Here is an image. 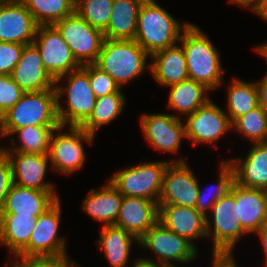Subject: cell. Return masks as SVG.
I'll use <instances>...</instances> for the list:
<instances>
[{
  "label": "cell",
  "mask_w": 267,
  "mask_h": 267,
  "mask_svg": "<svg viewBox=\"0 0 267 267\" xmlns=\"http://www.w3.org/2000/svg\"><path fill=\"white\" fill-rule=\"evenodd\" d=\"M179 42L183 48L188 79L203 84L211 91H215L224 83L220 52L205 35L203 31L193 23L183 30Z\"/></svg>",
  "instance_id": "1"
},
{
  "label": "cell",
  "mask_w": 267,
  "mask_h": 267,
  "mask_svg": "<svg viewBox=\"0 0 267 267\" xmlns=\"http://www.w3.org/2000/svg\"><path fill=\"white\" fill-rule=\"evenodd\" d=\"M66 78V79H65ZM67 81V86L59 85ZM58 119L63 127H81L93 112L96 96L90 87L89 64L63 75L55 80ZM67 93V94H66ZM66 94L67 108L60 103Z\"/></svg>",
  "instance_id": "2"
},
{
  "label": "cell",
  "mask_w": 267,
  "mask_h": 267,
  "mask_svg": "<svg viewBox=\"0 0 267 267\" xmlns=\"http://www.w3.org/2000/svg\"><path fill=\"white\" fill-rule=\"evenodd\" d=\"M151 57L135 40L104 39L94 65L110 75L119 87L140 77L150 64Z\"/></svg>",
  "instance_id": "3"
},
{
  "label": "cell",
  "mask_w": 267,
  "mask_h": 267,
  "mask_svg": "<svg viewBox=\"0 0 267 267\" xmlns=\"http://www.w3.org/2000/svg\"><path fill=\"white\" fill-rule=\"evenodd\" d=\"M1 118L4 137L26 126L60 127L56 89L24 93Z\"/></svg>",
  "instance_id": "4"
},
{
  "label": "cell",
  "mask_w": 267,
  "mask_h": 267,
  "mask_svg": "<svg viewBox=\"0 0 267 267\" xmlns=\"http://www.w3.org/2000/svg\"><path fill=\"white\" fill-rule=\"evenodd\" d=\"M189 22L181 24L160 5L141 6L134 40L151 56L179 42Z\"/></svg>",
  "instance_id": "5"
},
{
  "label": "cell",
  "mask_w": 267,
  "mask_h": 267,
  "mask_svg": "<svg viewBox=\"0 0 267 267\" xmlns=\"http://www.w3.org/2000/svg\"><path fill=\"white\" fill-rule=\"evenodd\" d=\"M212 215V220L210 219ZM206 217L207 238H213L212 257L232 258L234 246L243 235L248 233L242 228L241 221L236 220L237 204L234 198V184L231 191L218 199ZM211 220V221H210Z\"/></svg>",
  "instance_id": "6"
},
{
  "label": "cell",
  "mask_w": 267,
  "mask_h": 267,
  "mask_svg": "<svg viewBox=\"0 0 267 267\" xmlns=\"http://www.w3.org/2000/svg\"><path fill=\"white\" fill-rule=\"evenodd\" d=\"M171 162H186L182 157L166 162H143L115 171L107 179L122 196L139 197L159 201L162 191L164 173Z\"/></svg>",
  "instance_id": "7"
},
{
  "label": "cell",
  "mask_w": 267,
  "mask_h": 267,
  "mask_svg": "<svg viewBox=\"0 0 267 267\" xmlns=\"http://www.w3.org/2000/svg\"><path fill=\"white\" fill-rule=\"evenodd\" d=\"M140 248H146L156 255L157 261L152 258L142 259L157 262L167 267H177L179 263L190 264L198 255V247H195L186 238L171 232L157 221L140 239ZM176 262V263H175Z\"/></svg>",
  "instance_id": "8"
},
{
  "label": "cell",
  "mask_w": 267,
  "mask_h": 267,
  "mask_svg": "<svg viewBox=\"0 0 267 267\" xmlns=\"http://www.w3.org/2000/svg\"><path fill=\"white\" fill-rule=\"evenodd\" d=\"M65 128L60 126L52 134L48 158L51 169L61 174L70 175L85 165L86 154L83 144L85 142L91 145L95 136L88 134L81 127H69L66 128L67 131L69 129L68 133H63Z\"/></svg>",
  "instance_id": "9"
},
{
  "label": "cell",
  "mask_w": 267,
  "mask_h": 267,
  "mask_svg": "<svg viewBox=\"0 0 267 267\" xmlns=\"http://www.w3.org/2000/svg\"><path fill=\"white\" fill-rule=\"evenodd\" d=\"M54 26L81 66L95 63L105 39L102 31L93 28L76 11Z\"/></svg>",
  "instance_id": "10"
},
{
  "label": "cell",
  "mask_w": 267,
  "mask_h": 267,
  "mask_svg": "<svg viewBox=\"0 0 267 267\" xmlns=\"http://www.w3.org/2000/svg\"><path fill=\"white\" fill-rule=\"evenodd\" d=\"M58 199L43 214L38 216L28 246L18 255L22 257H69L66 236L58 233L61 219V203Z\"/></svg>",
  "instance_id": "11"
},
{
  "label": "cell",
  "mask_w": 267,
  "mask_h": 267,
  "mask_svg": "<svg viewBox=\"0 0 267 267\" xmlns=\"http://www.w3.org/2000/svg\"><path fill=\"white\" fill-rule=\"evenodd\" d=\"M33 44L38 48L47 72L56 80L81 67L54 25H41Z\"/></svg>",
  "instance_id": "12"
},
{
  "label": "cell",
  "mask_w": 267,
  "mask_h": 267,
  "mask_svg": "<svg viewBox=\"0 0 267 267\" xmlns=\"http://www.w3.org/2000/svg\"><path fill=\"white\" fill-rule=\"evenodd\" d=\"M184 125L186 138L192 140L193 148L200 143H214L233 129L225 110L211 99L194 113L188 114Z\"/></svg>",
  "instance_id": "13"
},
{
  "label": "cell",
  "mask_w": 267,
  "mask_h": 267,
  "mask_svg": "<svg viewBox=\"0 0 267 267\" xmlns=\"http://www.w3.org/2000/svg\"><path fill=\"white\" fill-rule=\"evenodd\" d=\"M164 113L142 114L140 127L154 150L178 153L183 138H186L185 125L180 116Z\"/></svg>",
  "instance_id": "14"
},
{
  "label": "cell",
  "mask_w": 267,
  "mask_h": 267,
  "mask_svg": "<svg viewBox=\"0 0 267 267\" xmlns=\"http://www.w3.org/2000/svg\"><path fill=\"white\" fill-rule=\"evenodd\" d=\"M198 179L186 162H171L165 173L158 204L195 207Z\"/></svg>",
  "instance_id": "15"
},
{
  "label": "cell",
  "mask_w": 267,
  "mask_h": 267,
  "mask_svg": "<svg viewBox=\"0 0 267 267\" xmlns=\"http://www.w3.org/2000/svg\"><path fill=\"white\" fill-rule=\"evenodd\" d=\"M38 26L20 0H0V41L32 44Z\"/></svg>",
  "instance_id": "16"
},
{
  "label": "cell",
  "mask_w": 267,
  "mask_h": 267,
  "mask_svg": "<svg viewBox=\"0 0 267 267\" xmlns=\"http://www.w3.org/2000/svg\"><path fill=\"white\" fill-rule=\"evenodd\" d=\"M5 153L11 163L14 184L44 192H55V186L45 181L50 162L48 154Z\"/></svg>",
  "instance_id": "17"
},
{
  "label": "cell",
  "mask_w": 267,
  "mask_h": 267,
  "mask_svg": "<svg viewBox=\"0 0 267 267\" xmlns=\"http://www.w3.org/2000/svg\"><path fill=\"white\" fill-rule=\"evenodd\" d=\"M158 221L171 232L186 238L195 247L193 240L207 238L206 217L195 207L158 204Z\"/></svg>",
  "instance_id": "18"
},
{
  "label": "cell",
  "mask_w": 267,
  "mask_h": 267,
  "mask_svg": "<svg viewBox=\"0 0 267 267\" xmlns=\"http://www.w3.org/2000/svg\"><path fill=\"white\" fill-rule=\"evenodd\" d=\"M10 76L25 93L55 88V80L44 68L40 52L33 43L23 47Z\"/></svg>",
  "instance_id": "19"
},
{
  "label": "cell",
  "mask_w": 267,
  "mask_h": 267,
  "mask_svg": "<svg viewBox=\"0 0 267 267\" xmlns=\"http://www.w3.org/2000/svg\"><path fill=\"white\" fill-rule=\"evenodd\" d=\"M158 221V202L123 196L114 226L124 229L140 239Z\"/></svg>",
  "instance_id": "20"
},
{
  "label": "cell",
  "mask_w": 267,
  "mask_h": 267,
  "mask_svg": "<svg viewBox=\"0 0 267 267\" xmlns=\"http://www.w3.org/2000/svg\"><path fill=\"white\" fill-rule=\"evenodd\" d=\"M234 198L237 204L236 220L248 233H256L267 222V191L247 188L234 183Z\"/></svg>",
  "instance_id": "21"
},
{
  "label": "cell",
  "mask_w": 267,
  "mask_h": 267,
  "mask_svg": "<svg viewBox=\"0 0 267 267\" xmlns=\"http://www.w3.org/2000/svg\"><path fill=\"white\" fill-rule=\"evenodd\" d=\"M244 158L227 160L235 172V182L247 188L267 191V143H253Z\"/></svg>",
  "instance_id": "22"
},
{
  "label": "cell",
  "mask_w": 267,
  "mask_h": 267,
  "mask_svg": "<svg viewBox=\"0 0 267 267\" xmlns=\"http://www.w3.org/2000/svg\"><path fill=\"white\" fill-rule=\"evenodd\" d=\"M59 195L56 192H44L12 184L0 213L33 215L38 217L50 208Z\"/></svg>",
  "instance_id": "23"
},
{
  "label": "cell",
  "mask_w": 267,
  "mask_h": 267,
  "mask_svg": "<svg viewBox=\"0 0 267 267\" xmlns=\"http://www.w3.org/2000/svg\"><path fill=\"white\" fill-rule=\"evenodd\" d=\"M150 58L151 75L161 86L167 88L188 79L186 58L181 45L159 50Z\"/></svg>",
  "instance_id": "24"
},
{
  "label": "cell",
  "mask_w": 267,
  "mask_h": 267,
  "mask_svg": "<svg viewBox=\"0 0 267 267\" xmlns=\"http://www.w3.org/2000/svg\"><path fill=\"white\" fill-rule=\"evenodd\" d=\"M123 196L108 181L99 190L91 189L83 200L82 209L102 226H113L116 223Z\"/></svg>",
  "instance_id": "25"
},
{
  "label": "cell",
  "mask_w": 267,
  "mask_h": 267,
  "mask_svg": "<svg viewBox=\"0 0 267 267\" xmlns=\"http://www.w3.org/2000/svg\"><path fill=\"white\" fill-rule=\"evenodd\" d=\"M37 220L33 215L0 213V244L18 256L28 246Z\"/></svg>",
  "instance_id": "26"
},
{
  "label": "cell",
  "mask_w": 267,
  "mask_h": 267,
  "mask_svg": "<svg viewBox=\"0 0 267 267\" xmlns=\"http://www.w3.org/2000/svg\"><path fill=\"white\" fill-rule=\"evenodd\" d=\"M98 244L111 267H127L131 246L139 239L116 226H102Z\"/></svg>",
  "instance_id": "27"
},
{
  "label": "cell",
  "mask_w": 267,
  "mask_h": 267,
  "mask_svg": "<svg viewBox=\"0 0 267 267\" xmlns=\"http://www.w3.org/2000/svg\"><path fill=\"white\" fill-rule=\"evenodd\" d=\"M140 5L134 0H114L105 39L134 40Z\"/></svg>",
  "instance_id": "28"
},
{
  "label": "cell",
  "mask_w": 267,
  "mask_h": 267,
  "mask_svg": "<svg viewBox=\"0 0 267 267\" xmlns=\"http://www.w3.org/2000/svg\"><path fill=\"white\" fill-rule=\"evenodd\" d=\"M168 107L177 110L179 114L185 115L194 113L200 106L209 99V89L203 84L192 79H186L179 83L168 86Z\"/></svg>",
  "instance_id": "29"
},
{
  "label": "cell",
  "mask_w": 267,
  "mask_h": 267,
  "mask_svg": "<svg viewBox=\"0 0 267 267\" xmlns=\"http://www.w3.org/2000/svg\"><path fill=\"white\" fill-rule=\"evenodd\" d=\"M227 91V111L225 113L231 122L259 106L255 82H245L233 77Z\"/></svg>",
  "instance_id": "30"
},
{
  "label": "cell",
  "mask_w": 267,
  "mask_h": 267,
  "mask_svg": "<svg viewBox=\"0 0 267 267\" xmlns=\"http://www.w3.org/2000/svg\"><path fill=\"white\" fill-rule=\"evenodd\" d=\"M123 94L116 92L96 98L93 112L81 128L96 137L101 126L114 121L124 110L126 98Z\"/></svg>",
  "instance_id": "31"
},
{
  "label": "cell",
  "mask_w": 267,
  "mask_h": 267,
  "mask_svg": "<svg viewBox=\"0 0 267 267\" xmlns=\"http://www.w3.org/2000/svg\"><path fill=\"white\" fill-rule=\"evenodd\" d=\"M58 127L26 126L16 129L11 136L17 135L21 145L16 139L10 138L12 146L4 148V152H23L30 154H48L51 136Z\"/></svg>",
  "instance_id": "32"
},
{
  "label": "cell",
  "mask_w": 267,
  "mask_h": 267,
  "mask_svg": "<svg viewBox=\"0 0 267 267\" xmlns=\"http://www.w3.org/2000/svg\"><path fill=\"white\" fill-rule=\"evenodd\" d=\"M41 25H54L75 11L71 0H20Z\"/></svg>",
  "instance_id": "33"
},
{
  "label": "cell",
  "mask_w": 267,
  "mask_h": 267,
  "mask_svg": "<svg viewBox=\"0 0 267 267\" xmlns=\"http://www.w3.org/2000/svg\"><path fill=\"white\" fill-rule=\"evenodd\" d=\"M220 162L217 184L210 188H205L204 190H207V193L199 186L195 208L205 217H207V213H209L207 210H211L218 199L226 196L235 183V172L232 165L228 161L223 160Z\"/></svg>",
  "instance_id": "34"
},
{
  "label": "cell",
  "mask_w": 267,
  "mask_h": 267,
  "mask_svg": "<svg viewBox=\"0 0 267 267\" xmlns=\"http://www.w3.org/2000/svg\"><path fill=\"white\" fill-rule=\"evenodd\" d=\"M232 128L252 143H267V111L259 105L236 118Z\"/></svg>",
  "instance_id": "35"
},
{
  "label": "cell",
  "mask_w": 267,
  "mask_h": 267,
  "mask_svg": "<svg viewBox=\"0 0 267 267\" xmlns=\"http://www.w3.org/2000/svg\"><path fill=\"white\" fill-rule=\"evenodd\" d=\"M114 0H78L75 11L93 28L107 29Z\"/></svg>",
  "instance_id": "36"
},
{
  "label": "cell",
  "mask_w": 267,
  "mask_h": 267,
  "mask_svg": "<svg viewBox=\"0 0 267 267\" xmlns=\"http://www.w3.org/2000/svg\"><path fill=\"white\" fill-rule=\"evenodd\" d=\"M89 80L90 87L95 93L96 98L122 91L110 75L100 70L94 64H89Z\"/></svg>",
  "instance_id": "37"
},
{
  "label": "cell",
  "mask_w": 267,
  "mask_h": 267,
  "mask_svg": "<svg viewBox=\"0 0 267 267\" xmlns=\"http://www.w3.org/2000/svg\"><path fill=\"white\" fill-rule=\"evenodd\" d=\"M24 93L10 75H0V116L10 110Z\"/></svg>",
  "instance_id": "38"
},
{
  "label": "cell",
  "mask_w": 267,
  "mask_h": 267,
  "mask_svg": "<svg viewBox=\"0 0 267 267\" xmlns=\"http://www.w3.org/2000/svg\"><path fill=\"white\" fill-rule=\"evenodd\" d=\"M11 267H70L74 261L68 257H22L15 256Z\"/></svg>",
  "instance_id": "39"
},
{
  "label": "cell",
  "mask_w": 267,
  "mask_h": 267,
  "mask_svg": "<svg viewBox=\"0 0 267 267\" xmlns=\"http://www.w3.org/2000/svg\"><path fill=\"white\" fill-rule=\"evenodd\" d=\"M24 46L23 44L0 41V75H11Z\"/></svg>",
  "instance_id": "40"
},
{
  "label": "cell",
  "mask_w": 267,
  "mask_h": 267,
  "mask_svg": "<svg viewBox=\"0 0 267 267\" xmlns=\"http://www.w3.org/2000/svg\"><path fill=\"white\" fill-rule=\"evenodd\" d=\"M13 184L12 167L6 153L0 152V209Z\"/></svg>",
  "instance_id": "41"
},
{
  "label": "cell",
  "mask_w": 267,
  "mask_h": 267,
  "mask_svg": "<svg viewBox=\"0 0 267 267\" xmlns=\"http://www.w3.org/2000/svg\"><path fill=\"white\" fill-rule=\"evenodd\" d=\"M258 90L259 105L267 111V72L263 79L255 82Z\"/></svg>",
  "instance_id": "42"
},
{
  "label": "cell",
  "mask_w": 267,
  "mask_h": 267,
  "mask_svg": "<svg viewBox=\"0 0 267 267\" xmlns=\"http://www.w3.org/2000/svg\"><path fill=\"white\" fill-rule=\"evenodd\" d=\"M235 257L224 258V257H213L212 267H238Z\"/></svg>",
  "instance_id": "43"
},
{
  "label": "cell",
  "mask_w": 267,
  "mask_h": 267,
  "mask_svg": "<svg viewBox=\"0 0 267 267\" xmlns=\"http://www.w3.org/2000/svg\"><path fill=\"white\" fill-rule=\"evenodd\" d=\"M255 234L258 235L262 243L263 254L265 256V266L267 267V222L262 225Z\"/></svg>",
  "instance_id": "44"
},
{
  "label": "cell",
  "mask_w": 267,
  "mask_h": 267,
  "mask_svg": "<svg viewBox=\"0 0 267 267\" xmlns=\"http://www.w3.org/2000/svg\"><path fill=\"white\" fill-rule=\"evenodd\" d=\"M229 3H233L238 6H242V8H250L252 12H254L259 6L261 0H228Z\"/></svg>",
  "instance_id": "45"
},
{
  "label": "cell",
  "mask_w": 267,
  "mask_h": 267,
  "mask_svg": "<svg viewBox=\"0 0 267 267\" xmlns=\"http://www.w3.org/2000/svg\"><path fill=\"white\" fill-rule=\"evenodd\" d=\"M132 267H167V266H163L161 264H158L157 262L147 261L142 259V257H140L139 259L133 262Z\"/></svg>",
  "instance_id": "46"
},
{
  "label": "cell",
  "mask_w": 267,
  "mask_h": 267,
  "mask_svg": "<svg viewBox=\"0 0 267 267\" xmlns=\"http://www.w3.org/2000/svg\"><path fill=\"white\" fill-rule=\"evenodd\" d=\"M254 13L267 21V0H261L259 6L254 11Z\"/></svg>",
  "instance_id": "47"
},
{
  "label": "cell",
  "mask_w": 267,
  "mask_h": 267,
  "mask_svg": "<svg viewBox=\"0 0 267 267\" xmlns=\"http://www.w3.org/2000/svg\"><path fill=\"white\" fill-rule=\"evenodd\" d=\"M255 51L265 59H267V43L265 42L264 44L257 45L254 47Z\"/></svg>",
  "instance_id": "48"
},
{
  "label": "cell",
  "mask_w": 267,
  "mask_h": 267,
  "mask_svg": "<svg viewBox=\"0 0 267 267\" xmlns=\"http://www.w3.org/2000/svg\"><path fill=\"white\" fill-rule=\"evenodd\" d=\"M140 6L159 5L157 0H134Z\"/></svg>",
  "instance_id": "49"
},
{
  "label": "cell",
  "mask_w": 267,
  "mask_h": 267,
  "mask_svg": "<svg viewBox=\"0 0 267 267\" xmlns=\"http://www.w3.org/2000/svg\"><path fill=\"white\" fill-rule=\"evenodd\" d=\"M4 135H3V132H2V118H1V116H0V137H3ZM4 148L5 147H0V152H3V150H4Z\"/></svg>",
  "instance_id": "50"
},
{
  "label": "cell",
  "mask_w": 267,
  "mask_h": 267,
  "mask_svg": "<svg viewBox=\"0 0 267 267\" xmlns=\"http://www.w3.org/2000/svg\"><path fill=\"white\" fill-rule=\"evenodd\" d=\"M70 267H80V266L74 262Z\"/></svg>",
  "instance_id": "51"
}]
</instances>
